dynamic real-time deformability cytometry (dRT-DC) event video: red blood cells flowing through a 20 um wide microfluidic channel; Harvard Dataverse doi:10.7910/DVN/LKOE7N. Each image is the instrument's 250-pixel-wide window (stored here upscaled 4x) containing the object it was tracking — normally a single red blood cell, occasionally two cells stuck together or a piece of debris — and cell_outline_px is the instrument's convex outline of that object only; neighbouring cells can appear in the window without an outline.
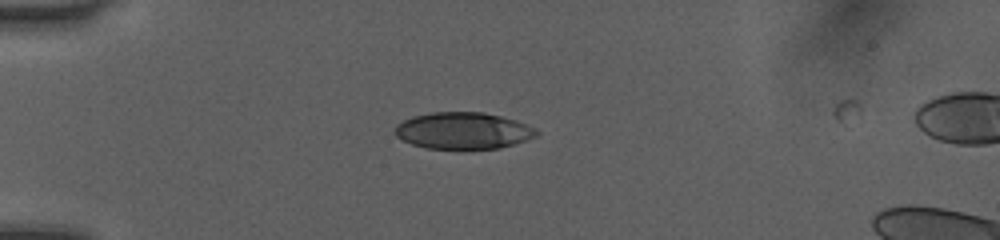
{"species": "human", "species_latin": "Homo sapiens", "temperature_condition": "room temperature", "stored_images_in_passage": 38, "camera_frame_rate_fps": 3000, "um_per_image_px": 0.085, "donor": {"sex": "female"}, "frame": {"image": 1, "passage_image": 1, "time_ms": 0.0, "image_size_px": [1000, 240], "cell_outline_px": [[540, 136], [500, 148], [428, 148], [412, 144], [396, 136], [392, 132], [396, 124], [412, 116], [432, 112], [484, 112], [516, 120], [536, 128], [540, 132]], "centroid_in_image_um": [39.38, 11.1], "position_along_channel_um": 45.6, "area_um2": 30.35}}
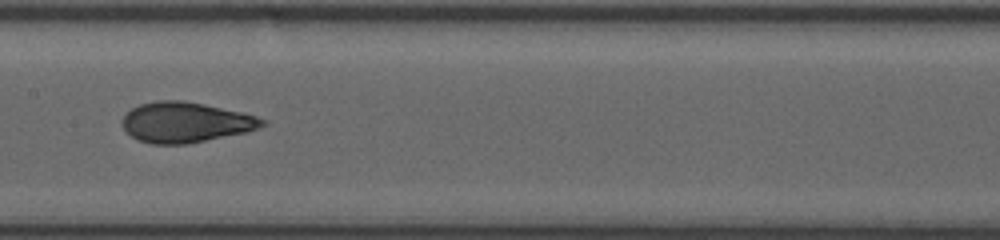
{"frame": {"image": 2, "passage_image": 14, "time_ms": 4.333, "image_size_px": [1000, 240], "cell_outline_px": [[268, 124], [248, 132], [184, 144], [152, 144], [140, 140], [132, 136], [124, 128], [120, 120], [124, 112], [140, 104], [156, 100], [184, 100], [244, 112], [268, 120]], "centroid_in_image_um": [15.79, 10.38], "position_along_channel_um": 191.6, "area_um2": 33.18}}
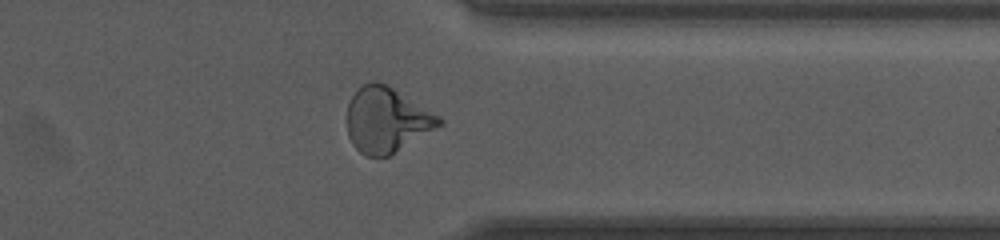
{"frame": {"image": 3, "passage_image": 28, "time_ms": 9.0, "image_size_px": [1000, 240], "cell_outline_px": [[444, 124], [388, 156], [364, 156], [352, 144], [348, 136], [348, 104], [352, 96], [364, 84], [372, 80], [376, 80], [388, 84], [440, 116], [444, 120]], "centroid_in_image_um": [32.88, 10.18], "position_along_channel_um": 378.5, "area_um2": 34.91}}